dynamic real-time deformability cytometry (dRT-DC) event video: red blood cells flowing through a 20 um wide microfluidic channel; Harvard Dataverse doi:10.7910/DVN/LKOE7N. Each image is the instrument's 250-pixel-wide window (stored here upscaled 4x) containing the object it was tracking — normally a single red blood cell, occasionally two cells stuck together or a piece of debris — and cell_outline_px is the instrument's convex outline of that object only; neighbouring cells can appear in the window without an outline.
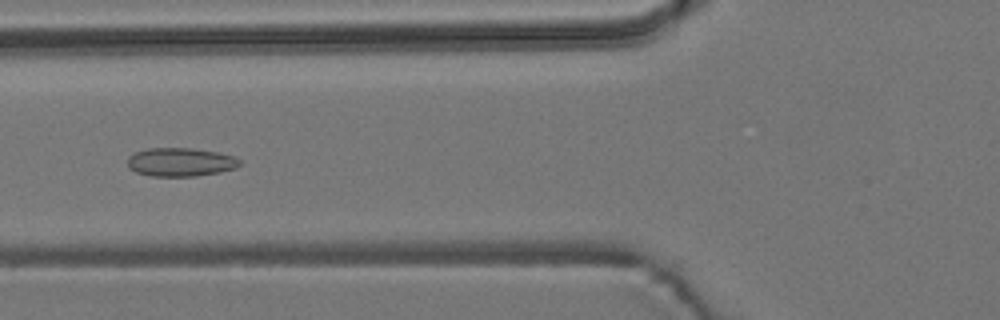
{"species": "common noctule bat (a hibernating species)", "species_latin": "Nyctalus noctula", "temperature_condition": "room temperature", "stored_images_in_passage": 55, "camera_frame_rate_fps": 3000, "um_per_image_px": 0.085, "animal": {"sex": "male", "body_mass_g": 19.2, "forearm_length_mm": 51.8}, "frame": {"image": 1, "passage_image": 21, "time_ms": 6.667, "image_size_px": [1000, 320], "cell_outline_px": [[240, 164], [236, 168], [220, 172], [196, 176], [152, 176], [136, 172], [128, 168], [128, 156], [136, 152], [148, 148], [192, 148], [216, 152], [232, 156], [240, 160]], "centroid_in_image_um": [15.32, 13.78], "position_along_channel_um": 110.5, "area_um2": 18.61}}
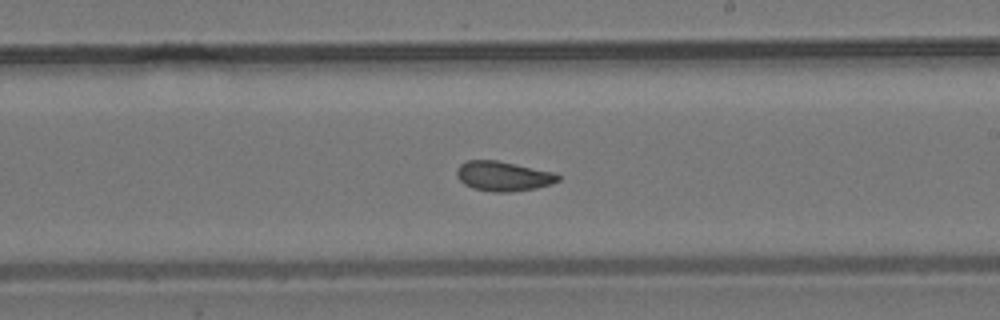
{"frame": {"image": 2, "passage_image": 32, "time_ms": 10.333, "image_size_px": [1000, 320], "cell_outline_px": [[560, 180], [552, 184], [536, 188], [508, 192], [492, 192], [472, 188], [464, 184], [456, 176], [456, 168], [460, 164], [468, 160], [496, 160], [556, 172], [560, 176]], "centroid_in_image_um": [42.78, 14.97], "position_along_channel_um": 246.2, "area_um2": 17.74}}
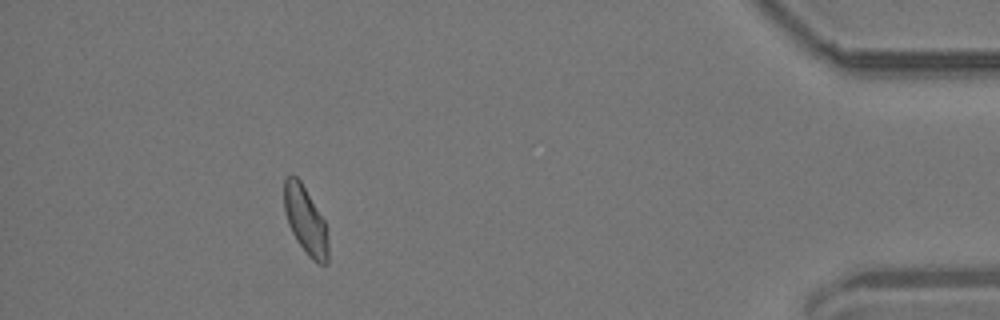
{"frame": {"image": 3, "passage_image": 50, "time_ms": 16.333, "image_size_px": [1000, 320], "cell_outline_px": [[328, 264], [316, 264], [308, 256], [296, 240], [288, 224], [284, 212], [284, 180], [288, 176], [296, 176], [300, 180], [324, 220], [328, 244]], "centroid_in_image_um": [25.96, 18.77], "position_along_channel_um": 409.2, "area_um2": 17.28}, "authors_computed_cell_mechanics": {"area_um2": 17.8602, "velocity_mm_per_s": 3.6995, "shape_relaxation_time_tau1_ms": null, "shape_relaxation_time_tau2_ms": 2.0398, "deformation_change_tau1": null, "deformation_change_tau2": 0.0708}}